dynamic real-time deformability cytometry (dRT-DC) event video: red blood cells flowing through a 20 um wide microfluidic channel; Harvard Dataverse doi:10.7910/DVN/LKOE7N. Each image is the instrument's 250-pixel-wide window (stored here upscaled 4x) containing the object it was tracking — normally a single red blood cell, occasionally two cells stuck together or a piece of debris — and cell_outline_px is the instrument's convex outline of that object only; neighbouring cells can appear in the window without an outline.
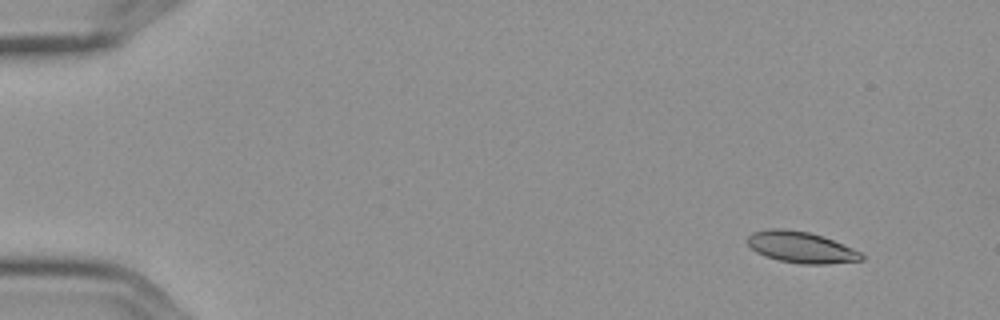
{"species": "Egyptian fruit bat (a non-hibernating species)", "species_latin": "Rousettus aegyptiacus", "temperature_condition": "cold", "stored_images_in_passage": 10, "camera_frame_rate_fps": 3000, "um_per_image_px": 0.085, "frame": {"image": 1, "passage_image": 2, "time_ms": 0.333, "image_size_px": [1000, 320], "cell_outline_px": [[864, 260], [828, 264], [804, 264], [780, 260], [764, 256], [756, 252], [748, 244], [748, 236], [752, 232], [768, 228], [784, 228], [808, 232], [824, 236], [852, 248], [860, 252], [864, 256]], "centroid_in_image_um": [68.09, 21.01], "position_along_channel_um": 16.9, "area_um2": 20.81}}
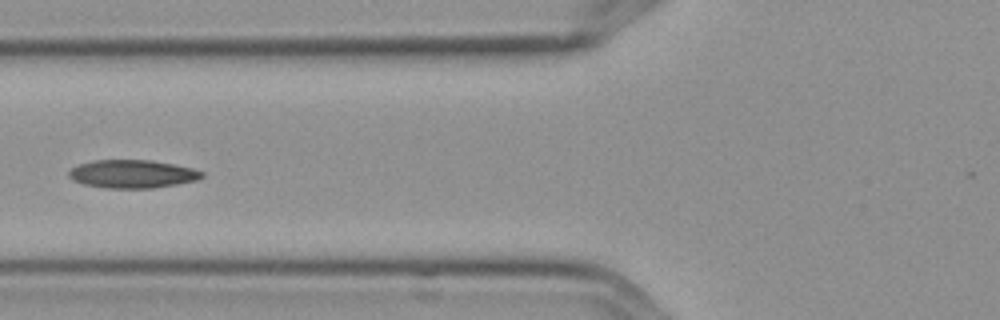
{"frame": {"image": 2, "passage_image": 7, "time_ms": 2.0, "image_size_px": [1000, 320], "cell_outline_px": [[204, 176], [196, 180], [176, 184], [152, 188], [104, 188], [84, 184], [72, 180], [68, 176], [68, 172], [72, 168], [80, 164], [92, 160], [152, 160], [192, 168], [204, 172]], "centroid_in_image_um": [11.23, 14.78], "position_along_channel_um": 114.6, "area_um2": 21.79}}
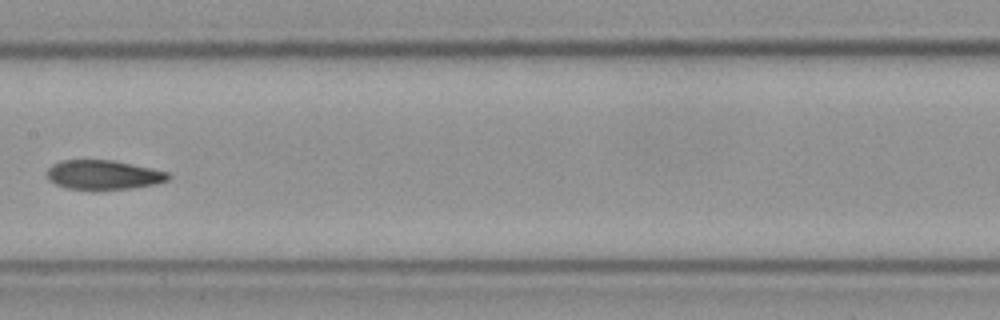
{"frame": {"image": 3, "passage_image": 9, "time_ms": 2.667, "image_size_px": [1000, 320], "cell_outline_px": [[172, 176], [168, 180], [156, 184], [132, 188], [68, 188], [56, 184], [48, 180], [48, 168], [52, 164], [60, 160], [112, 160], [152, 168], [168, 172]], "centroid_in_image_um": [8.82, 14.84], "position_along_channel_um": 198.6, "area_um2": 20.4}}